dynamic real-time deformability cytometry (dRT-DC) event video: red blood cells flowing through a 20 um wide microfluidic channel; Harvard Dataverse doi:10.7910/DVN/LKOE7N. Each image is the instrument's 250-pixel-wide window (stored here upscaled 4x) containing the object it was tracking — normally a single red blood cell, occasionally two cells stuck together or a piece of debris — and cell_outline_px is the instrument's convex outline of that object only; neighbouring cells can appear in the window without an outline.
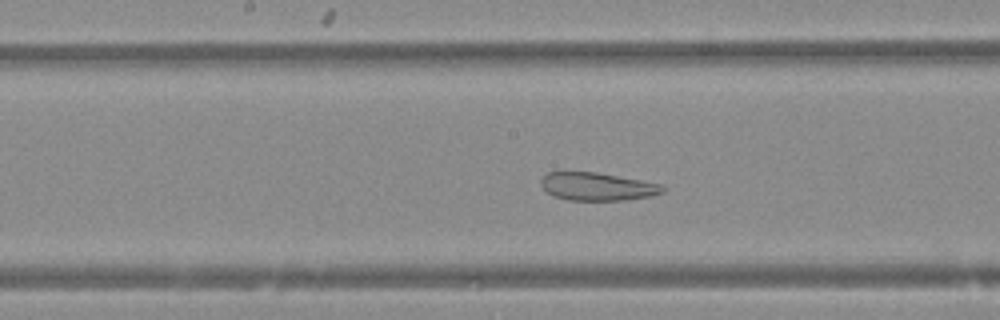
{"species": "Egyptian fruit bat (a non-hibernating species)", "species_latin": "Rousettus aegyptiacus", "temperature_condition": "warm", "stored_images_in_passage": 45, "camera_frame_rate_fps": 3000, "um_per_image_px": 0.085, "animal": {"sex": "female"}, "frame": {"image": 1, "passage_image": 21, "time_ms": 6.667, "image_size_px": [1000, 320], "cell_outline_px": [[664, 192], [652, 196], [628, 200], [568, 200], [552, 196], [540, 184], [540, 180], [548, 172], [596, 172], [664, 184]], "centroid_in_image_um": [50.8, 15.86], "position_along_channel_um": 197.4, "area_um2": 19.94}}
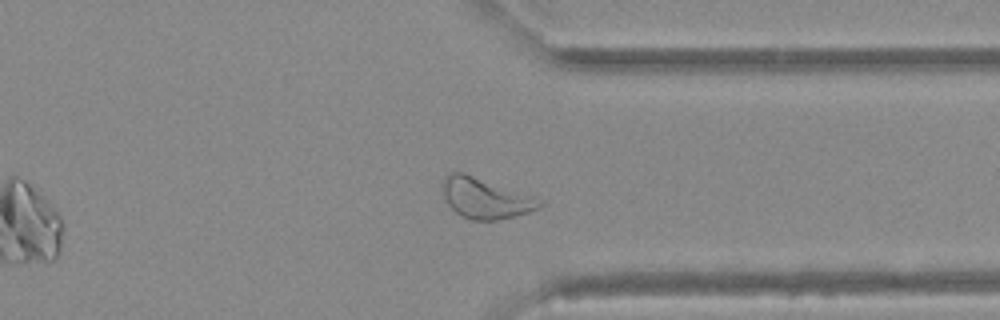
{"frame": {"image": 2, "passage_image": 34, "time_ms": 11.0, "image_size_px": [1000, 320], "cell_outline_px": [[544, 204], [540, 208], [528, 212], [496, 220], [472, 220], [460, 216], [448, 204], [444, 196], [444, 176], [452, 172], [464, 172], [544, 200]], "centroid_in_image_um": [41.27, 16.85], "position_along_channel_um": 370.1, "area_um2": 22.66}}
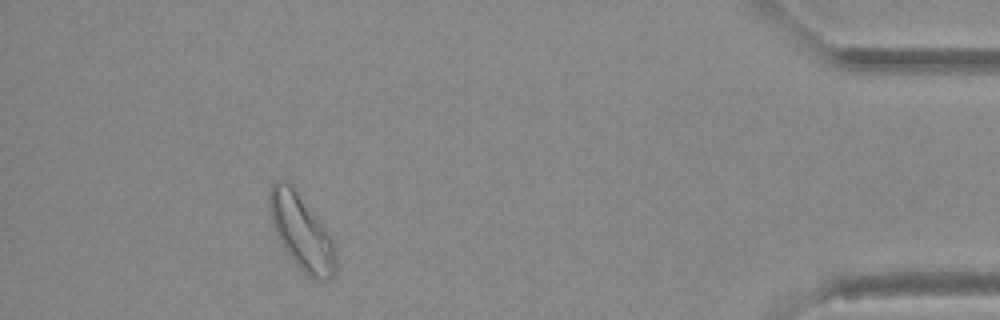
{"frame": {"image": 3, "passage_image": 41, "time_ms": 13.333, "image_size_px": [1000, 320], "cell_outline_px": [[336, 268], [332, 276], [328, 280], [316, 280], [308, 276], [296, 264], [284, 248], [272, 224], [268, 208], [268, 196], [272, 184], [276, 180], [284, 180], [292, 184], [328, 232], [336, 248]], "centroid_in_image_um": [25.62, 19.71], "position_along_channel_um": 409.6, "area_um2": 28.9}}